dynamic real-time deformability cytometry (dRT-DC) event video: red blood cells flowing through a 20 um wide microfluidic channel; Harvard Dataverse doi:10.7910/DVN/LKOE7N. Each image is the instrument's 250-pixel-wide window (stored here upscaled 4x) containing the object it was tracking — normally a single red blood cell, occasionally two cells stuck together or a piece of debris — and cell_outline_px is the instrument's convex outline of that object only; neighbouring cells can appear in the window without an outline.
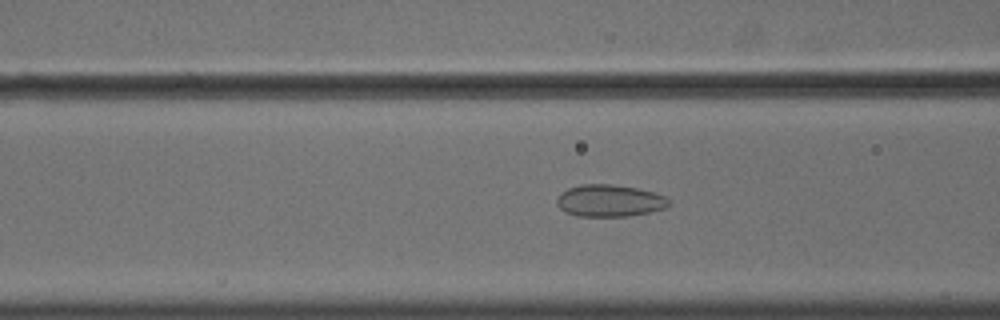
{"species": "common noctule bat (a hibernating species)", "species_latin": "Nyctalus noctula", "temperature_condition": "cold", "stored_images_in_passage": 56, "camera_frame_rate_fps": 3000, "um_per_image_px": 0.085, "animal": {"sex": "male", "body_mass_g": 18.8}, "frame": {"image": 1, "passage_image": 23, "time_ms": 7.333, "image_size_px": [1000, 320], "cell_outline_px": [[672, 200], [664, 208], [648, 212], [628, 216], [576, 216], [564, 212], [556, 204], [556, 200], [560, 192], [568, 188], [580, 184], [612, 184], [636, 188], [652, 192], [664, 196]], "centroid_in_image_um": [51.76, 17.05], "position_along_channel_um": 114.8, "area_um2": 20.92}}
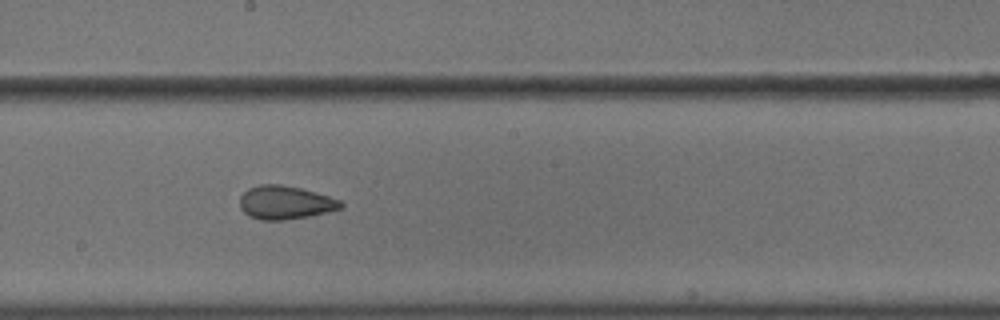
{"frame": {"image": 2, "passage_image": 32, "time_ms": 10.333, "image_size_px": [1000, 320], "cell_outline_px": [[344, 208], [328, 212], [308, 216], [284, 220], [260, 220], [248, 216], [240, 208], [240, 196], [248, 188], [260, 184], [280, 184], [300, 188], [328, 196], [340, 200], [344, 204]], "centroid_in_image_um": [24.24, 17.22], "position_along_channel_um": 224.0, "area_um2": 19.77}}
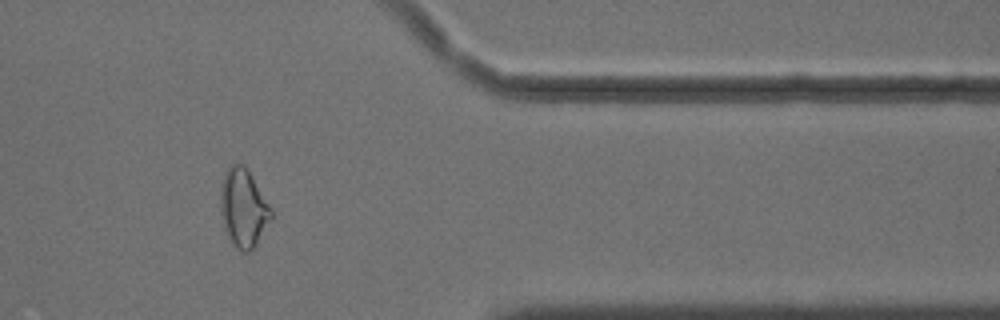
{"frame": {"image": 3, "passage_image": 47, "time_ms": 15.333, "image_size_px": [1000, 320], "cell_outline_px": [[272, 220], [256, 244], [248, 252], [240, 252], [232, 244], [224, 228], [220, 208], [220, 188], [224, 172], [232, 164], [244, 164], [248, 168], [268, 204], [272, 212]], "centroid_in_image_um": [20.67, 17.68], "position_along_channel_um": 390.7, "area_um2": 23.18}, "authors_computed_cell_mechanics": {"area_um2": 22.9177, "velocity_mm_per_s": 3.6255, "shape_relaxation_time_tau1_ms": null, "shape_relaxation_time_tau2_ms": 1.5048, "deformation_change_tau1": null, "deformation_change_tau2": 0.0747}}